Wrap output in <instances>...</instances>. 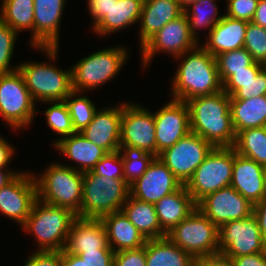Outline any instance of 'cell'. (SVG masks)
I'll list each match as a JSON object with an SVG mask.
<instances>
[{"instance_id":"6da1fadb","label":"cell","mask_w":266,"mask_h":266,"mask_svg":"<svg viewBox=\"0 0 266 266\" xmlns=\"http://www.w3.org/2000/svg\"><path fill=\"white\" fill-rule=\"evenodd\" d=\"M174 59L180 62L170 83L171 99L188 101L192 98L211 95L223 90L216 58L202 45Z\"/></svg>"},{"instance_id":"7a4b0ae2","label":"cell","mask_w":266,"mask_h":266,"mask_svg":"<svg viewBox=\"0 0 266 266\" xmlns=\"http://www.w3.org/2000/svg\"><path fill=\"white\" fill-rule=\"evenodd\" d=\"M190 130L213 147H233L236 134L232 126L230 96L223 90L186 101Z\"/></svg>"},{"instance_id":"3957f363","label":"cell","mask_w":266,"mask_h":266,"mask_svg":"<svg viewBox=\"0 0 266 266\" xmlns=\"http://www.w3.org/2000/svg\"><path fill=\"white\" fill-rule=\"evenodd\" d=\"M48 57V62L26 61L19 63L18 70L23 75L26 87L33 101H64L72 89L71 67L68 70L58 68L59 46H31ZM52 62V63H51ZM54 62V63H53Z\"/></svg>"},{"instance_id":"277c9868","label":"cell","mask_w":266,"mask_h":266,"mask_svg":"<svg viewBox=\"0 0 266 266\" xmlns=\"http://www.w3.org/2000/svg\"><path fill=\"white\" fill-rule=\"evenodd\" d=\"M77 215L66 207L46 204L39 199L21 226L36 240V251H62L65 248L72 222Z\"/></svg>"},{"instance_id":"5b68a950","label":"cell","mask_w":266,"mask_h":266,"mask_svg":"<svg viewBox=\"0 0 266 266\" xmlns=\"http://www.w3.org/2000/svg\"><path fill=\"white\" fill-rule=\"evenodd\" d=\"M35 174L38 199L46 204L66 207L75 214L80 211L83 173L61 162H52L42 173Z\"/></svg>"},{"instance_id":"8992f818","label":"cell","mask_w":266,"mask_h":266,"mask_svg":"<svg viewBox=\"0 0 266 266\" xmlns=\"http://www.w3.org/2000/svg\"><path fill=\"white\" fill-rule=\"evenodd\" d=\"M125 46H114L92 52L71 66L72 89L78 92L93 91L117 76L129 58Z\"/></svg>"},{"instance_id":"52a82bcc","label":"cell","mask_w":266,"mask_h":266,"mask_svg":"<svg viewBox=\"0 0 266 266\" xmlns=\"http://www.w3.org/2000/svg\"><path fill=\"white\" fill-rule=\"evenodd\" d=\"M130 195L129 184L124 179H111L95 173H83V192L79 218L101 219L121 211Z\"/></svg>"},{"instance_id":"ba28073f","label":"cell","mask_w":266,"mask_h":266,"mask_svg":"<svg viewBox=\"0 0 266 266\" xmlns=\"http://www.w3.org/2000/svg\"><path fill=\"white\" fill-rule=\"evenodd\" d=\"M36 105L19 70L0 75V116L12 131L30 128L41 112Z\"/></svg>"},{"instance_id":"9c48e42d","label":"cell","mask_w":266,"mask_h":266,"mask_svg":"<svg viewBox=\"0 0 266 266\" xmlns=\"http://www.w3.org/2000/svg\"><path fill=\"white\" fill-rule=\"evenodd\" d=\"M218 236L219 228L196 208L166 237L197 260L218 254Z\"/></svg>"},{"instance_id":"30bf717a","label":"cell","mask_w":266,"mask_h":266,"mask_svg":"<svg viewBox=\"0 0 266 266\" xmlns=\"http://www.w3.org/2000/svg\"><path fill=\"white\" fill-rule=\"evenodd\" d=\"M234 161L233 147H214L185 184L197 204L206 195L230 186Z\"/></svg>"},{"instance_id":"8fae6325","label":"cell","mask_w":266,"mask_h":266,"mask_svg":"<svg viewBox=\"0 0 266 266\" xmlns=\"http://www.w3.org/2000/svg\"><path fill=\"white\" fill-rule=\"evenodd\" d=\"M144 0H96L88 7L93 34L110 36L133 27L140 19Z\"/></svg>"},{"instance_id":"7c38bea8","label":"cell","mask_w":266,"mask_h":266,"mask_svg":"<svg viewBox=\"0 0 266 266\" xmlns=\"http://www.w3.org/2000/svg\"><path fill=\"white\" fill-rule=\"evenodd\" d=\"M261 252H266V241L254 214L219 227L218 254L233 259Z\"/></svg>"},{"instance_id":"4fadbf2b","label":"cell","mask_w":266,"mask_h":266,"mask_svg":"<svg viewBox=\"0 0 266 266\" xmlns=\"http://www.w3.org/2000/svg\"><path fill=\"white\" fill-rule=\"evenodd\" d=\"M198 43L191 36L187 16L183 13L177 19L169 21L151 36L141 47V65L143 70L151 64L156 54L165 53L173 58L194 49Z\"/></svg>"},{"instance_id":"5bb4252c","label":"cell","mask_w":266,"mask_h":266,"mask_svg":"<svg viewBox=\"0 0 266 266\" xmlns=\"http://www.w3.org/2000/svg\"><path fill=\"white\" fill-rule=\"evenodd\" d=\"M214 147L194 132H189L158 158L185 185Z\"/></svg>"},{"instance_id":"9a60e30c","label":"cell","mask_w":266,"mask_h":266,"mask_svg":"<svg viewBox=\"0 0 266 266\" xmlns=\"http://www.w3.org/2000/svg\"><path fill=\"white\" fill-rule=\"evenodd\" d=\"M156 130L154 115L140 103L123 101L120 146H131L156 157Z\"/></svg>"},{"instance_id":"2e32d148","label":"cell","mask_w":266,"mask_h":266,"mask_svg":"<svg viewBox=\"0 0 266 266\" xmlns=\"http://www.w3.org/2000/svg\"><path fill=\"white\" fill-rule=\"evenodd\" d=\"M19 171L11 182L0 189V213L21 227L38 196L34 174L27 170Z\"/></svg>"},{"instance_id":"e0dca14e","label":"cell","mask_w":266,"mask_h":266,"mask_svg":"<svg viewBox=\"0 0 266 266\" xmlns=\"http://www.w3.org/2000/svg\"><path fill=\"white\" fill-rule=\"evenodd\" d=\"M196 206L219 228L231 220L249 217L254 205L230 185L206 195Z\"/></svg>"},{"instance_id":"ac0fdd59","label":"cell","mask_w":266,"mask_h":266,"mask_svg":"<svg viewBox=\"0 0 266 266\" xmlns=\"http://www.w3.org/2000/svg\"><path fill=\"white\" fill-rule=\"evenodd\" d=\"M153 115L158 157L191 131L189 109L186 102L170 98L158 111H153Z\"/></svg>"},{"instance_id":"d6986e66","label":"cell","mask_w":266,"mask_h":266,"mask_svg":"<svg viewBox=\"0 0 266 266\" xmlns=\"http://www.w3.org/2000/svg\"><path fill=\"white\" fill-rule=\"evenodd\" d=\"M182 186L183 184L158 157L152 160L140 178L129 185L130 196L151 204L157 203Z\"/></svg>"},{"instance_id":"ffe728a7","label":"cell","mask_w":266,"mask_h":266,"mask_svg":"<svg viewBox=\"0 0 266 266\" xmlns=\"http://www.w3.org/2000/svg\"><path fill=\"white\" fill-rule=\"evenodd\" d=\"M120 105L98 108L93 120L80 132L86 139L107 153L119 151L123 102Z\"/></svg>"},{"instance_id":"44dd1931","label":"cell","mask_w":266,"mask_h":266,"mask_svg":"<svg viewBox=\"0 0 266 266\" xmlns=\"http://www.w3.org/2000/svg\"><path fill=\"white\" fill-rule=\"evenodd\" d=\"M66 0H34V46H59Z\"/></svg>"},{"instance_id":"7402d4cb","label":"cell","mask_w":266,"mask_h":266,"mask_svg":"<svg viewBox=\"0 0 266 266\" xmlns=\"http://www.w3.org/2000/svg\"><path fill=\"white\" fill-rule=\"evenodd\" d=\"M92 250H112L100 219L77 217L71 224L64 252L79 255Z\"/></svg>"},{"instance_id":"603a6c76","label":"cell","mask_w":266,"mask_h":266,"mask_svg":"<svg viewBox=\"0 0 266 266\" xmlns=\"http://www.w3.org/2000/svg\"><path fill=\"white\" fill-rule=\"evenodd\" d=\"M263 172V165L237 154L234 150L230 185L252 205H255L266 196Z\"/></svg>"},{"instance_id":"cb8c5ba5","label":"cell","mask_w":266,"mask_h":266,"mask_svg":"<svg viewBox=\"0 0 266 266\" xmlns=\"http://www.w3.org/2000/svg\"><path fill=\"white\" fill-rule=\"evenodd\" d=\"M53 148L64 158L67 157L68 160L74 162L73 165L65 163L63 165L81 173L92 171L107 153L100 146L86 139L80 132L61 138L53 145Z\"/></svg>"},{"instance_id":"d4e9b609","label":"cell","mask_w":266,"mask_h":266,"mask_svg":"<svg viewBox=\"0 0 266 266\" xmlns=\"http://www.w3.org/2000/svg\"><path fill=\"white\" fill-rule=\"evenodd\" d=\"M248 21L223 16L200 43L212 56L244 47Z\"/></svg>"},{"instance_id":"484cf974","label":"cell","mask_w":266,"mask_h":266,"mask_svg":"<svg viewBox=\"0 0 266 266\" xmlns=\"http://www.w3.org/2000/svg\"><path fill=\"white\" fill-rule=\"evenodd\" d=\"M183 13L178 0H144L138 22L140 47L169 21Z\"/></svg>"},{"instance_id":"4316f807","label":"cell","mask_w":266,"mask_h":266,"mask_svg":"<svg viewBox=\"0 0 266 266\" xmlns=\"http://www.w3.org/2000/svg\"><path fill=\"white\" fill-rule=\"evenodd\" d=\"M100 220L105 227L108 245L115 253L141 248L147 242L122 210L105 215Z\"/></svg>"},{"instance_id":"83f0119b","label":"cell","mask_w":266,"mask_h":266,"mask_svg":"<svg viewBox=\"0 0 266 266\" xmlns=\"http://www.w3.org/2000/svg\"><path fill=\"white\" fill-rule=\"evenodd\" d=\"M161 229L167 234L196 208L185 185L154 204Z\"/></svg>"},{"instance_id":"f1b7e54d","label":"cell","mask_w":266,"mask_h":266,"mask_svg":"<svg viewBox=\"0 0 266 266\" xmlns=\"http://www.w3.org/2000/svg\"><path fill=\"white\" fill-rule=\"evenodd\" d=\"M122 211L147 240L167 236L160 227L154 204L138 200L129 195Z\"/></svg>"},{"instance_id":"f546056e","label":"cell","mask_w":266,"mask_h":266,"mask_svg":"<svg viewBox=\"0 0 266 266\" xmlns=\"http://www.w3.org/2000/svg\"><path fill=\"white\" fill-rule=\"evenodd\" d=\"M147 266H196V260L168 237L145 243Z\"/></svg>"},{"instance_id":"4dcf8cb0","label":"cell","mask_w":266,"mask_h":266,"mask_svg":"<svg viewBox=\"0 0 266 266\" xmlns=\"http://www.w3.org/2000/svg\"><path fill=\"white\" fill-rule=\"evenodd\" d=\"M230 110L235 134L266 126V95L246 100H230Z\"/></svg>"},{"instance_id":"1f68e13d","label":"cell","mask_w":266,"mask_h":266,"mask_svg":"<svg viewBox=\"0 0 266 266\" xmlns=\"http://www.w3.org/2000/svg\"><path fill=\"white\" fill-rule=\"evenodd\" d=\"M1 3L0 20L18 35L30 31L29 45L34 46V0H2Z\"/></svg>"},{"instance_id":"d6a6232c","label":"cell","mask_w":266,"mask_h":266,"mask_svg":"<svg viewBox=\"0 0 266 266\" xmlns=\"http://www.w3.org/2000/svg\"><path fill=\"white\" fill-rule=\"evenodd\" d=\"M216 0H198L191 3L184 9L190 26L191 36L198 44L200 41L199 30L204 28L209 32L222 19L223 15L219 14ZM219 14V15H218Z\"/></svg>"},{"instance_id":"836d02e7","label":"cell","mask_w":266,"mask_h":266,"mask_svg":"<svg viewBox=\"0 0 266 266\" xmlns=\"http://www.w3.org/2000/svg\"><path fill=\"white\" fill-rule=\"evenodd\" d=\"M233 148L237 154L266 166V126L238 132Z\"/></svg>"},{"instance_id":"e575fe53","label":"cell","mask_w":266,"mask_h":266,"mask_svg":"<svg viewBox=\"0 0 266 266\" xmlns=\"http://www.w3.org/2000/svg\"><path fill=\"white\" fill-rule=\"evenodd\" d=\"M82 92L72 91L64 99L66 103L75 132H82L87 125L93 120L97 111L96 104Z\"/></svg>"},{"instance_id":"d590c367","label":"cell","mask_w":266,"mask_h":266,"mask_svg":"<svg viewBox=\"0 0 266 266\" xmlns=\"http://www.w3.org/2000/svg\"><path fill=\"white\" fill-rule=\"evenodd\" d=\"M119 151L122 157L124 180L129 185L146 172L149 164L155 158L154 155L131 146H120Z\"/></svg>"},{"instance_id":"8d00e7d4","label":"cell","mask_w":266,"mask_h":266,"mask_svg":"<svg viewBox=\"0 0 266 266\" xmlns=\"http://www.w3.org/2000/svg\"><path fill=\"white\" fill-rule=\"evenodd\" d=\"M41 103H46L47 105L49 104L48 108L44 111L47 126L59 135L57 139L54 138L52 145L61 138L76 133L73 128L68 107L64 101H44Z\"/></svg>"},{"instance_id":"74e56055","label":"cell","mask_w":266,"mask_h":266,"mask_svg":"<svg viewBox=\"0 0 266 266\" xmlns=\"http://www.w3.org/2000/svg\"><path fill=\"white\" fill-rule=\"evenodd\" d=\"M215 58L222 85L234 74V71L248 70V66L255 62L244 47L223 52Z\"/></svg>"},{"instance_id":"f35d334b","label":"cell","mask_w":266,"mask_h":266,"mask_svg":"<svg viewBox=\"0 0 266 266\" xmlns=\"http://www.w3.org/2000/svg\"><path fill=\"white\" fill-rule=\"evenodd\" d=\"M18 34L0 20V75L9 74L18 70L19 65L12 66L13 53Z\"/></svg>"},{"instance_id":"ab89813d","label":"cell","mask_w":266,"mask_h":266,"mask_svg":"<svg viewBox=\"0 0 266 266\" xmlns=\"http://www.w3.org/2000/svg\"><path fill=\"white\" fill-rule=\"evenodd\" d=\"M244 48L252 55L255 62L266 66V28L248 22Z\"/></svg>"},{"instance_id":"60d3db41","label":"cell","mask_w":266,"mask_h":266,"mask_svg":"<svg viewBox=\"0 0 266 266\" xmlns=\"http://www.w3.org/2000/svg\"><path fill=\"white\" fill-rule=\"evenodd\" d=\"M266 95V66L248 82H238V90L230 100H246Z\"/></svg>"},{"instance_id":"b9f144b4","label":"cell","mask_w":266,"mask_h":266,"mask_svg":"<svg viewBox=\"0 0 266 266\" xmlns=\"http://www.w3.org/2000/svg\"><path fill=\"white\" fill-rule=\"evenodd\" d=\"M99 176L111 179H124L123 163L120 151L106 153L91 171Z\"/></svg>"},{"instance_id":"7bdbcfd3","label":"cell","mask_w":266,"mask_h":266,"mask_svg":"<svg viewBox=\"0 0 266 266\" xmlns=\"http://www.w3.org/2000/svg\"><path fill=\"white\" fill-rule=\"evenodd\" d=\"M259 0H227L225 16L251 22Z\"/></svg>"},{"instance_id":"ee69618b","label":"cell","mask_w":266,"mask_h":266,"mask_svg":"<svg viewBox=\"0 0 266 266\" xmlns=\"http://www.w3.org/2000/svg\"><path fill=\"white\" fill-rule=\"evenodd\" d=\"M265 67V65L254 62L248 66V70L234 71V74L223 84V91L232 96L238 90V82H248Z\"/></svg>"},{"instance_id":"f6af8a7d","label":"cell","mask_w":266,"mask_h":266,"mask_svg":"<svg viewBox=\"0 0 266 266\" xmlns=\"http://www.w3.org/2000/svg\"><path fill=\"white\" fill-rule=\"evenodd\" d=\"M113 266H147L145 245L137 249L116 252Z\"/></svg>"},{"instance_id":"bcb514c9","label":"cell","mask_w":266,"mask_h":266,"mask_svg":"<svg viewBox=\"0 0 266 266\" xmlns=\"http://www.w3.org/2000/svg\"><path fill=\"white\" fill-rule=\"evenodd\" d=\"M34 251L23 266H61L62 251Z\"/></svg>"},{"instance_id":"7dc6e473","label":"cell","mask_w":266,"mask_h":266,"mask_svg":"<svg viewBox=\"0 0 266 266\" xmlns=\"http://www.w3.org/2000/svg\"><path fill=\"white\" fill-rule=\"evenodd\" d=\"M114 254L113 250H92L78 256L87 266H113Z\"/></svg>"},{"instance_id":"c3c4849f","label":"cell","mask_w":266,"mask_h":266,"mask_svg":"<svg viewBox=\"0 0 266 266\" xmlns=\"http://www.w3.org/2000/svg\"><path fill=\"white\" fill-rule=\"evenodd\" d=\"M232 260L235 266H266V252L235 257Z\"/></svg>"},{"instance_id":"681fc988","label":"cell","mask_w":266,"mask_h":266,"mask_svg":"<svg viewBox=\"0 0 266 266\" xmlns=\"http://www.w3.org/2000/svg\"><path fill=\"white\" fill-rule=\"evenodd\" d=\"M15 147L4 136H0V168H9L15 156Z\"/></svg>"},{"instance_id":"f907efd6","label":"cell","mask_w":266,"mask_h":266,"mask_svg":"<svg viewBox=\"0 0 266 266\" xmlns=\"http://www.w3.org/2000/svg\"><path fill=\"white\" fill-rule=\"evenodd\" d=\"M196 266H235L232 259L216 254L202 257L196 260Z\"/></svg>"},{"instance_id":"816d5d0a","label":"cell","mask_w":266,"mask_h":266,"mask_svg":"<svg viewBox=\"0 0 266 266\" xmlns=\"http://www.w3.org/2000/svg\"><path fill=\"white\" fill-rule=\"evenodd\" d=\"M253 214L257 218L259 229L266 241V196L253 206Z\"/></svg>"},{"instance_id":"f5cc1de1","label":"cell","mask_w":266,"mask_h":266,"mask_svg":"<svg viewBox=\"0 0 266 266\" xmlns=\"http://www.w3.org/2000/svg\"><path fill=\"white\" fill-rule=\"evenodd\" d=\"M252 23L266 28V0H259Z\"/></svg>"},{"instance_id":"db71d44e","label":"cell","mask_w":266,"mask_h":266,"mask_svg":"<svg viewBox=\"0 0 266 266\" xmlns=\"http://www.w3.org/2000/svg\"><path fill=\"white\" fill-rule=\"evenodd\" d=\"M61 266H87L78 255L67 253L62 250Z\"/></svg>"},{"instance_id":"11a10c76","label":"cell","mask_w":266,"mask_h":266,"mask_svg":"<svg viewBox=\"0 0 266 266\" xmlns=\"http://www.w3.org/2000/svg\"><path fill=\"white\" fill-rule=\"evenodd\" d=\"M19 173L12 168H0V189L11 182Z\"/></svg>"},{"instance_id":"9f6ffc18","label":"cell","mask_w":266,"mask_h":266,"mask_svg":"<svg viewBox=\"0 0 266 266\" xmlns=\"http://www.w3.org/2000/svg\"><path fill=\"white\" fill-rule=\"evenodd\" d=\"M198 0H178L180 7L184 10L191 3L197 2Z\"/></svg>"},{"instance_id":"6f0895ef","label":"cell","mask_w":266,"mask_h":266,"mask_svg":"<svg viewBox=\"0 0 266 266\" xmlns=\"http://www.w3.org/2000/svg\"><path fill=\"white\" fill-rule=\"evenodd\" d=\"M263 178H264V187H265V193H266V166H264Z\"/></svg>"},{"instance_id":"680465c9","label":"cell","mask_w":266,"mask_h":266,"mask_svg":"<svg viewBox=\"0 0 266 266\" xmlns=\"http://www.w3.org/2000/svg\"><path fill=\"white\" fill-rule=\"evenodd\" d=\"M94 1H96V0H87L86 2V4H87V8L94 2Z\"/></svg>"}]
</instances>
